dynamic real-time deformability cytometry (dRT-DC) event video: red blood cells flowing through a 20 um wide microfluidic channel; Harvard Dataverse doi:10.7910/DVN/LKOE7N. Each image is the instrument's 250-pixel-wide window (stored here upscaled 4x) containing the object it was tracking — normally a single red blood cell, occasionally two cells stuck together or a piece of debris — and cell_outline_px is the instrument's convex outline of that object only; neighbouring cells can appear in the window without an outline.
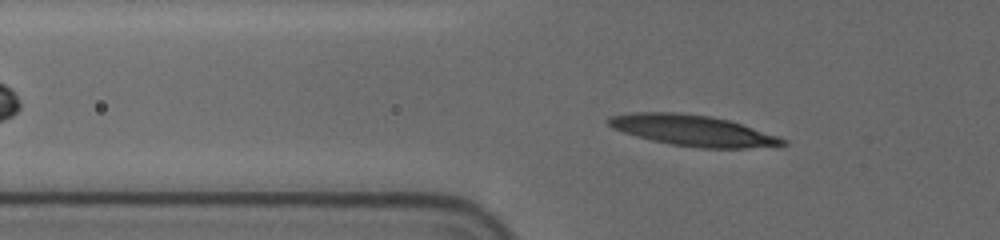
{"species": "human", "species_latin": "Homo sapiens", "temperature_condition": "cold", "stored_images_in_passage": 36, "camera_frame_rate_fps": 3000, "um_per_image_px": 0.085, "donor": {"sex": "female"}, "frame": {"image": 1, "passage_image": 15, "time_ms": 4.667, "image_size_px": [1000, 240], "cell_outline_px": [[788, 144], [780, 148], [700, 148], [672, 144], [652, 140], [636, 136], [612, 128], [608, 124], [608, 116], [636, 112], [680, 112], [712, 116], [728, 120], [780, 136], [788, 140]], "centroid_in_image_um": [59.01, 11.1], "position_along_channel_um": 66.8, "area_um2": 31.79}}
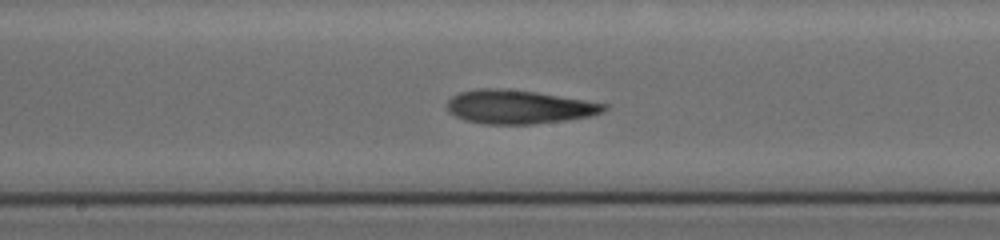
{"frame": {"image": 2, "passage_image": 27, "time_ms": 8.667, "image_size_px": [1000, 240], "cell_outline_px": [[608, 108], [604, 112], [588, 116], [568, 120], [532, 124], [484, 124], [464, 120], [448, 112], [448, 100], [452, 96], [460, 92], [476, 88], [504, 88], [536, 92], [608, 104]], "centroid_in_image_um": [44.09, 9.08], "position_along_channel_um": 204.1, "area_um2": 30.92}}
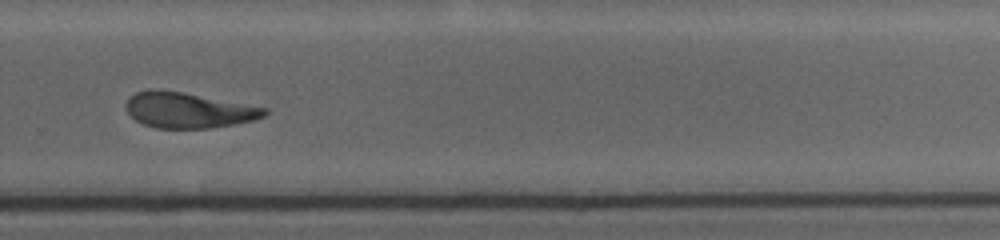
{"frame": {"image": 3, "passage_image": 36, "time_ms": 11.667, "image_size_px": [1000, 240], "cell_outline_px": [[268, 112], [264, 116], [252, 120], [232, 124], [208, 128], [156, 128], [144, 124], [136, 120], [124, 108], [124, 104], [136, 92], [180, 92], [268, 108]], "centroid_in_image_um": [16.03, 9.4], "position_along_channel_um": 313.8, "area_um2": 27.63}}